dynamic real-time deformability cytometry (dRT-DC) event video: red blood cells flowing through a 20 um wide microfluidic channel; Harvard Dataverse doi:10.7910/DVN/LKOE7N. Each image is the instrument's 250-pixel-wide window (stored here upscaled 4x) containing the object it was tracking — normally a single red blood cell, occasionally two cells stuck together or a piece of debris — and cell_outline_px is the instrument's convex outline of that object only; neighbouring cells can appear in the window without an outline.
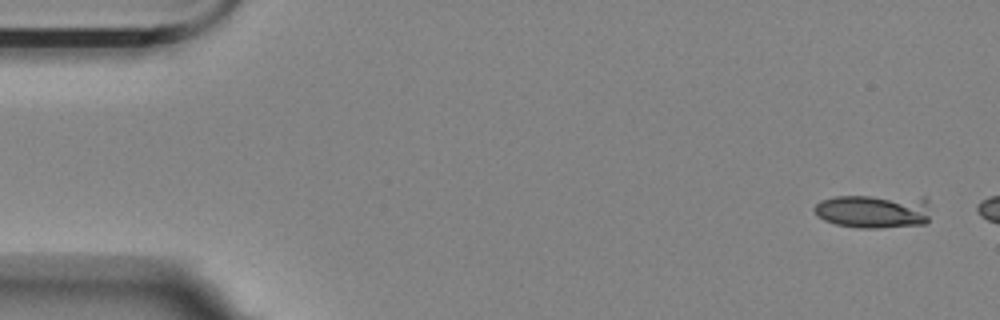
{"species": "Egyptian fruit bat (a non-hibernating species)", "species_latin": "Rousettus aegyptiacus", "temperature_condition": "room temperature", "stored_images_in_passage": 3, "camera_frame_rate_fps": 3000, "um_per_image_px": 0.085, "animal": {"sex": "female"}, "frame": {"image": 1, "passage_image": 1, "time_ms": 0.0, "image_size_px": [1000, 320], "cell_outline_px": [[928, 220], [924, 224], [880, 228], [860, 228], [836, 224], [824, 220], [812, 208], [820, 200], [836, 196], [924, 196], [928, 200]], "centroid_in_image_um": [74.29, 17.93], "position_along_channel_um": 10.7, "area_um2": 23.18}}